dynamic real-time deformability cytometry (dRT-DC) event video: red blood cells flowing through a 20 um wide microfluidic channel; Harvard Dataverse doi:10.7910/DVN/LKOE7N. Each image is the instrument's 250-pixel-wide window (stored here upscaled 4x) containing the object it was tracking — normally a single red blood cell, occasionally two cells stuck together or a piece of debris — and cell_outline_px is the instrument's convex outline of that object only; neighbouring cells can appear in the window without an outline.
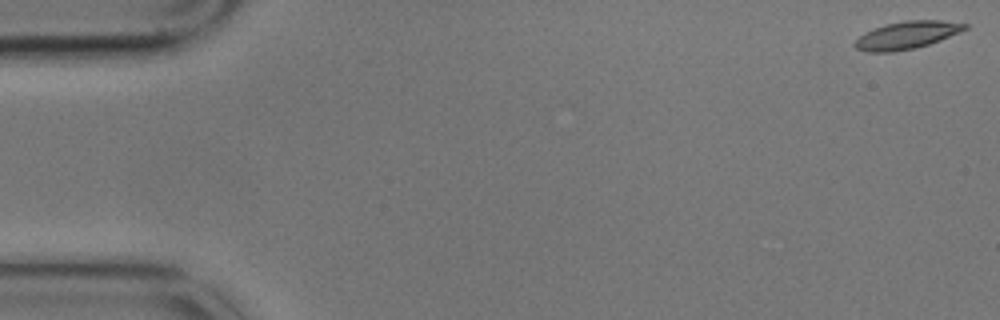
{"species": "common noctule bat (a hibernating species)", "species_latin": "Nyctalus noctula", "temperature_condition": "cold", "stored_images_in_passage": 5, "camera_frame_rate_fps": 3000, "um_per_image_px": 0.085, "animal": {"sex": "male", "body_mass_g": 17.9}, "frame": {"image": 1, "passage_image": 1, "time_ms": 0.0, "image_size_px": [1000, 320], "cell_outline_px": [[968, 28], [960, 32], [940, 40], [916, 48], [892, 52], [868, 52], [856, 48], [852, 44], [864, 32], [884, 24], [904, 20], [940, 20], [968, 24]], "centroid_in_image_um": [77.06, 2.98], "position_along_channel_um": 7.9, "area_um2": 17.74}}
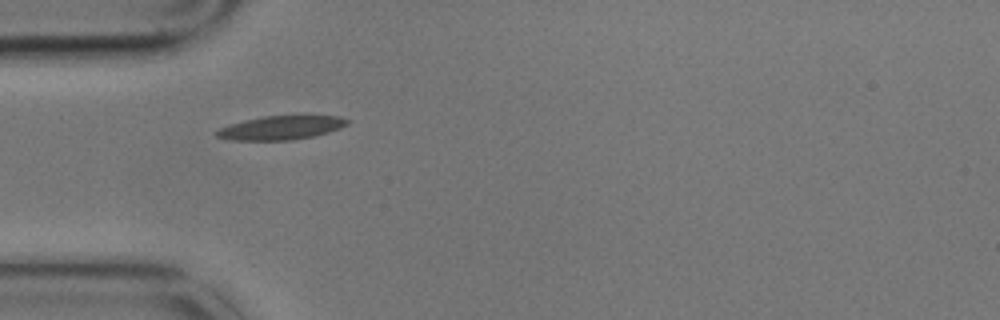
{"frame": {"image": 2, "passage_image": 5, "time_ms": 1.333, "image_size_px": [1000, 320], "cell_outline_px": [[352, 120], [348, 124], [340, 128], [328, 132], [312, 136], [292, 140], [228, 140], [216, 136], [216, 132], [220, 128], [228, 124], [244, 120], [264, 116], [340, 116]], "centroid_in_image_um": [23.89, 10.85], "position_along_channel_um": 61.1, "area_um2": 18.09}}